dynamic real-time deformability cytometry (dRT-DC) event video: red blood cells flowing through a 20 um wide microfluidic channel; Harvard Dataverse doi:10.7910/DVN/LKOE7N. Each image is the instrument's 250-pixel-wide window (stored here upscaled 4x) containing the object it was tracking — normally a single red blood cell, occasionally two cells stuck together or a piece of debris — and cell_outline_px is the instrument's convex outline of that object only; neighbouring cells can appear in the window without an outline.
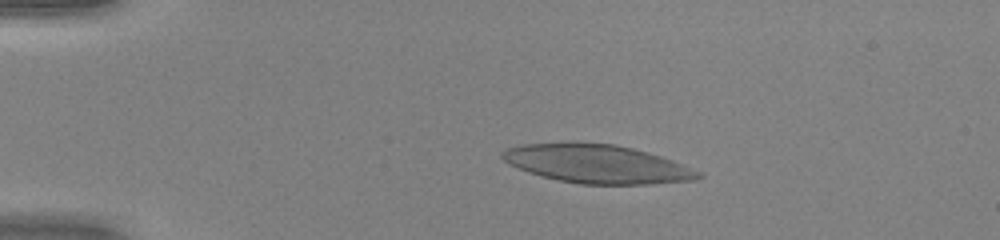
{"species": "human", "species_latin": "Homo sapiens", "temperature_condition": "warm", "stored_images_in_passage": 45, "camera_frame_rate_fps": 3000, "um_per_image_px": 0.085, "donor": {"sex": "female"}, "frame": {"image": 1, "passage_image": 5, "time_ms": 1.333, "image_size_px": [1000, 240], "cell_outline_px": [[704, 176], [696, 180], [648, 184], [580, 184], [560, 180], [528, 172], [508, 164], [500, 156], [500, 152], [508, 148], [520, 144], [576, 140], [612, 144], [632, 148], [660, 156], [704, 172]], "centroid_in_image_um": [50.72, 13.9], "position_along_channel_um": 34.3, "area_um2": 44.62}}
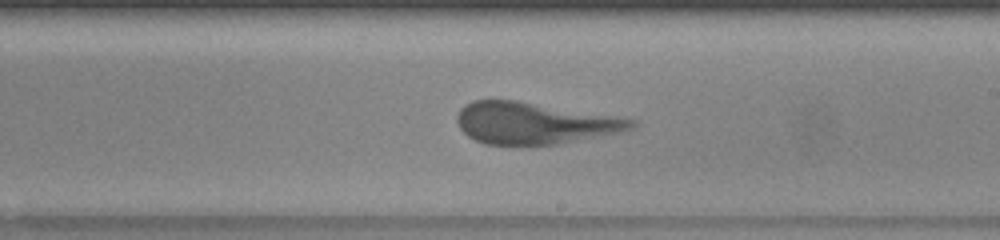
{"frame": {"image": 2, "passage_image": 25, "time_ms": 8.0, "image_size_px": [1000, 240], "cell_outline_px": [[636, 128], [620, 132], [556, 144], [484, 144], [468, 136], [460, 128], [456, 120], [456, 116], [460, 108], [464, 104], [472, 100], [516, 100], [636, 120]], "centroid_in_image_um": [45.36, 10.46], "position_along_channel_um": 243.6, "area_um2": 41.79}}
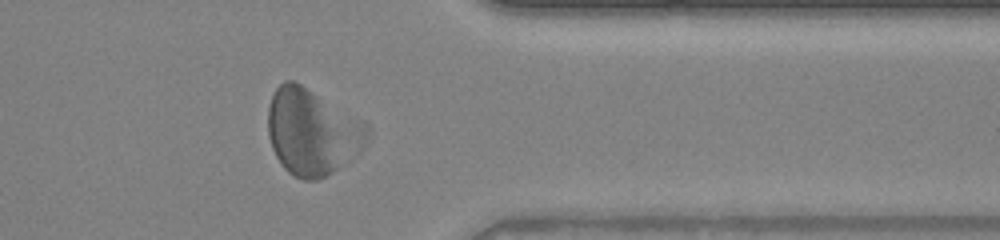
{"frame": {"image": 3, "passage_image": 36, "time_ms": 11.667, "image_size_px": [1000, 240], "cell_outline_px": [[340, 168], [316, 180], [304, 180], [288, 172], [284, 168], [276, 156], [272, 148], [268, 136], [268, 108], [272, 96], [276, 88], [284, 80], [292, 80], [300, 84], [316, 100], [332, 128]], "centroid_in_image_um": [25.58, 11.31], "position_along_channel_um": 385.8, "area_um2": 36.7}, "authors_computed_cell_mechanics": {"area_um2": 43.2344, "velocity_mm_per_s": 4.0429, "shape_relaxation_time_tau1_ms": 3.7158, "shape_relaxation_time_tau2_ms": 1.1125, "deformation_change_tau1": 0.1666, "deformation_change_tau2": 0.1157}}